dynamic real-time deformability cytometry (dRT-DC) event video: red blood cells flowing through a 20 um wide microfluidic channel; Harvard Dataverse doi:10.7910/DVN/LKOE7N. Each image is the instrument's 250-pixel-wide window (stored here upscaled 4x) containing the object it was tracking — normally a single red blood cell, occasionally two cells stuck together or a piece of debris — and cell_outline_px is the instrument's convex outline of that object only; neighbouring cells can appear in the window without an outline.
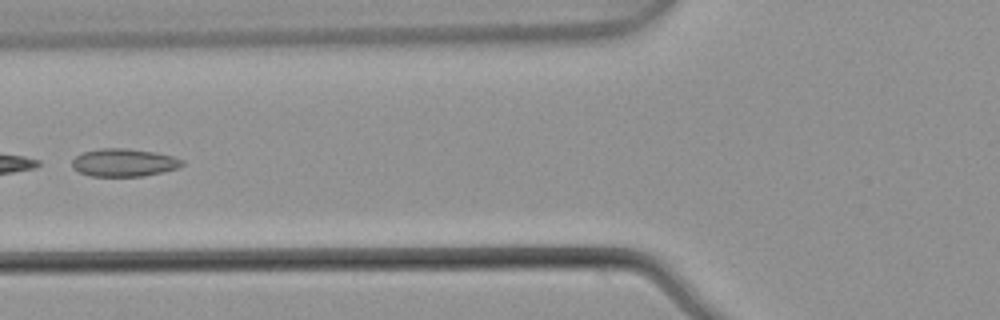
{"species": "common noctule bat (a hibernating species)", "species_latin": "Nyctalus noctula", "temperature_condition": "warm", "stored_images_in_passage": 6, "camera_frame_rate_fps": 3000, "um_per_image_px": 0.085, "animal": {"sex": "male", "body_mass_g": 21.5, "forearm_length_mm": 52.0}, "frame": {"image": 1, "passage_image": 6, "time_ms": 1.667, "image_size_px": [1000, 320], "cell_outline_px": [[184, 164], [176, 168], [144, 176], [92, 176], [80, 172], [72, 168], [72, 160], [76, 156], [84, 152], [100, 148], [124, 148], [156, 152], [172, 156], [184, 160]], "centroid_in_image_um": [10.52, 13.81], "position_along_channel_um": 115.3, "area_um2": 17.74}}